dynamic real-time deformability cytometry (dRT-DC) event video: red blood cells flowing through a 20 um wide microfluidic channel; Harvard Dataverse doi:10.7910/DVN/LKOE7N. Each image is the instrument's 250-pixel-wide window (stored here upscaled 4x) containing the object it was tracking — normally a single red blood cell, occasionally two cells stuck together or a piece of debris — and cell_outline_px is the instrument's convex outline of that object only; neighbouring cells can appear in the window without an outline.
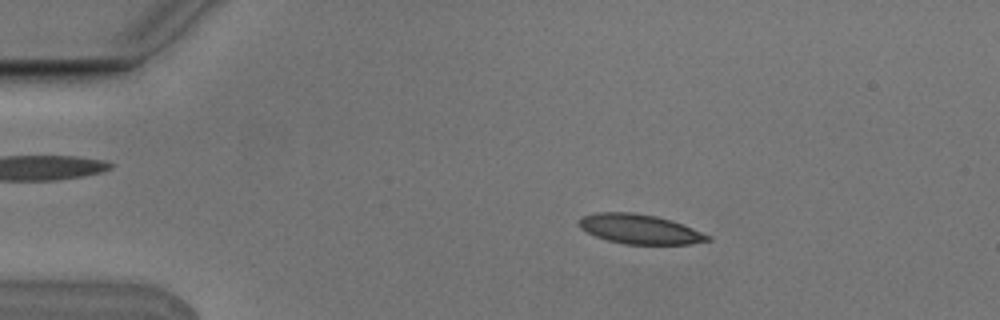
{"species": "Egyptian fruit bat (a non-hibernating species)", "species_latin": "Rousettus aegyptiacus", "temperature_condition": "cold", "stored_images_in_passage": 6, "camera_frame_rate_fps": 3000, "um_per_image_px": 0.085, "animal": {"sex": "male"}, "frame": {"image": 1, "passage_image": 3, "time_ms": 0.667, "image_size_px": [1000, 320], "cell_outline_px": [[712, 240], [692, 244], [624, 244], [608, 240], [596, 236], [580, 228], [576, 224], [576, 220], [584, 216], [596, 212], [632, 212], [656, 216], [672, 220], [712, 236]], "centroid_in_image_um": [54.37, 19.47], "position_along_channel_um": 30.6, "area_um2": 22.31}}
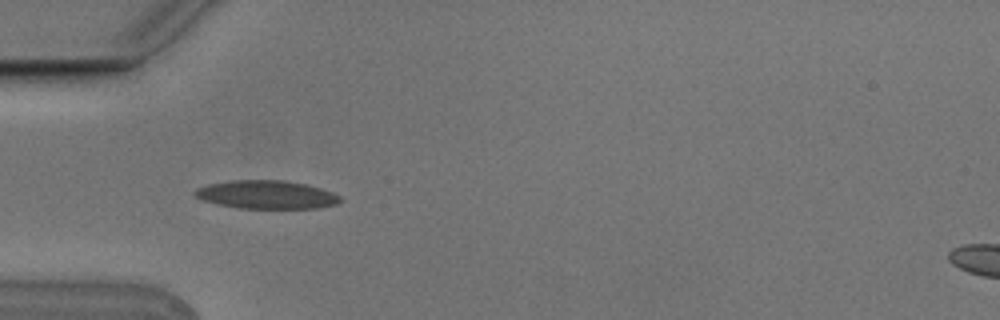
{"frame": {"image": 2, "passage_image": 5, "time_ms": 1.333, "image_size_px": [1000, 320], "cell_outline_px": [[344, 200], [336, 204], [316, 208], [236, 208], [216, 204], [204, 200], [196, 196], [192, 192], [196, 188], [208, 184], [228, 180], [284, 180], [304, 184], [320, 188], [332, 192], [340, 196]], "centroid_in_image_um": [22.63, 16.54], "position_along_channel_um": 62.4, "area_um2": 24.04}}